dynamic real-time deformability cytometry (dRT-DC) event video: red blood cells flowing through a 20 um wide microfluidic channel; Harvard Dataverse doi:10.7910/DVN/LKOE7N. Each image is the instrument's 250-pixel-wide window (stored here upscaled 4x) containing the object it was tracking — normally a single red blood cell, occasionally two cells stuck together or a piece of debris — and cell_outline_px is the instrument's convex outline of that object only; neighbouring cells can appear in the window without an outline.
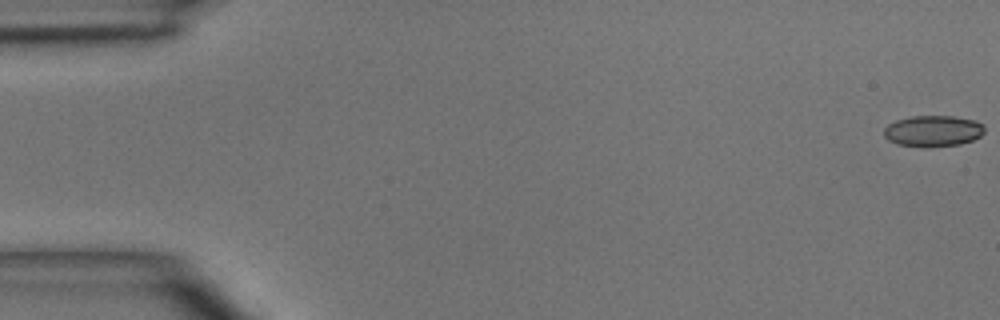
{"species": "common noctule bat (a hibernating species)", "species_latin": "Nyctalus noctula", "temperature_condition": "room temperature", "stored_images_in_passage": 5, "camera_frame_rate_fps": 3000, "um_per_image_px": 0.085, "animal": {"sex": "male", "body_mass_g": 15.6}, "frame": {"image": 1, "passage_image": 1, "time_ms": 0.0, "image_size_px": [1000, 320], "cell_outline_px": [[984, 132], [980, 136], [972, 140], [960, 144], [900, 144], [888, 140], [884, 136], [884, 128], [888, 124], [896, 120], [912, 116], [952, 116], [976, 120], [984, 124]], "centroid_in_image_um": [79.34, 11.07], "position_along_channel_um": 5.7, "area_um2": 17.51}}